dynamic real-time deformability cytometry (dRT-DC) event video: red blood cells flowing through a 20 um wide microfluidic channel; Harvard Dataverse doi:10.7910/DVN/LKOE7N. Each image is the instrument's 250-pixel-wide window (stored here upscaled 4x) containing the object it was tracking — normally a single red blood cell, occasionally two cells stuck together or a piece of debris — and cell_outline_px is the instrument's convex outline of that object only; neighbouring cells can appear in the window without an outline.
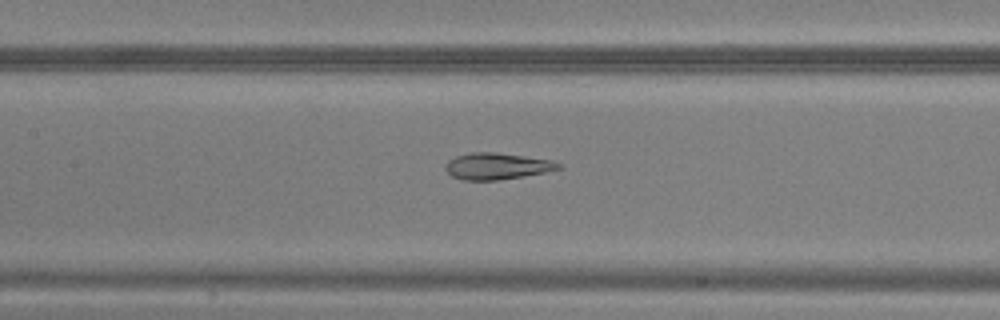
{"species": "common noctule bat (a hibernating species)", "species_latin": "Nyctalus noctula", "temperature_condition": "warm", "stored_images_in_passage": 38, "camera_frame_rate_fps": 3000, "um_per_image_px": 0.085, "animal": {"sex": "male", "body_mass_g": 20.5, "forearm_length_mm": 52.5}, "frame": {"image": 1, "passage_image": 22, "time_ms": 7.0, "image_size_px": [1000, 320], "cell_outline_px": [[564, 168], [524, 176], [496, 180], [464, 180], [452, 176], [444, 168], [444, 164], [448, 160], [456, 156], [472, 152], [496, 152], [552, 160], [560, 164]], "centroid_in_image_um": [42.22, 14.12], "position_along_channel_um": 165.2, "area_um2": 17.46}}
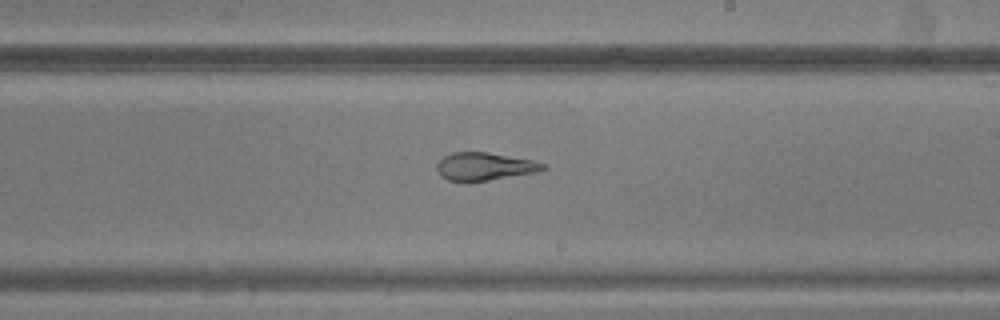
{"frame": {"image": 2, "passage_image": 28, "time_ms": 9.0, "image_size_px": [1000, 320], "cell_outline_px": [[548, 168], [536, 172], [488, 180], [448, 180], [440, 176], [436, 168], [436, 164], [444, 156], [452, 152], [488, 152], [532, 160], [544, 164]], "centroid_in_image_um": [41.17, 14.13], "position_along_channel_um": 247.8, "area_um2": 16.94}}
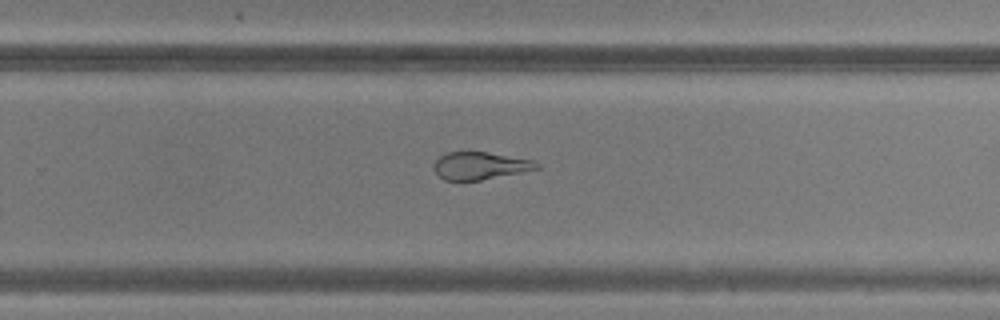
{"frame": {"image": 3, "passage_image": 31, "time_ms": 10.0, "image_size_px": [1000, 320], "cell_outline_px": [[540, 168], [480, 180], [444, 180], [436, 172], [432, 164], [440, 156], [448, 152], [488, 152], [532, 160], [540, 164]], "centroid_in_image_um": [40.79, 14.08], "position_along_channel_um": 289.0, "area_um2": 16.24}}